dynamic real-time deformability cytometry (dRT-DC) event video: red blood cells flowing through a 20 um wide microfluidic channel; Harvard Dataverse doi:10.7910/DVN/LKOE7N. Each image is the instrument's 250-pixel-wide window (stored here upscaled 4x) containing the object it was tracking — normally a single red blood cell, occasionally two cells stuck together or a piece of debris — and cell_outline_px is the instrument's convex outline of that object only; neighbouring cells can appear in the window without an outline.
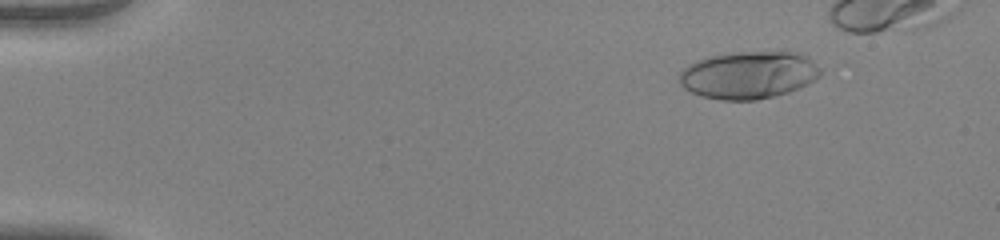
{"species": "human", "species_latin": "Homo sapiens", "temperature_condition": "warm", "stored_images_in_passage": 48, "camera_frame_rate_fps": 3000, "um_per_image_px": 0.085, "donor": {"sex": "female"}, "frame": {"image": 1, "passage_image": 7, "time_ms": 2.0, "image_size_px": [1000, 240], "cell_outline_px": [[820, 76], [808, 84], [800, 88], [788, 92], [756, 100], [720, 100], [700, 96], [684, 88], [680, 84], [680, 72], [688, 64], [696, 60], [708, 56], [740, 52], [788, 48], [808, 56], [820, 68]], "centroid_in_image_um": [63.68, 6.33], "position_along_channel_um": 21.3, "area_um2": 39.94}}
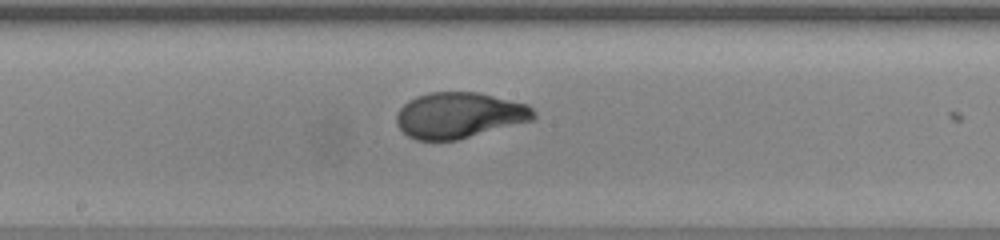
{"frame": {"image": 2, "passage_image": 30, "time_ms": 9.667, "image_size_px": [1000, 240], "cell_outline_px": [[536, 116], [532, 120], [456, 140], [416, 140], [408, 136], [396, 124], [396, 112], [408, 100], [416, 96], [428, 92], [480, 92], [528, 104], [536, 112]], "centroid_in_image_um": [39.02, 9.78], "position_along_channel_um": 209.2, "area_um2": 36.7}}
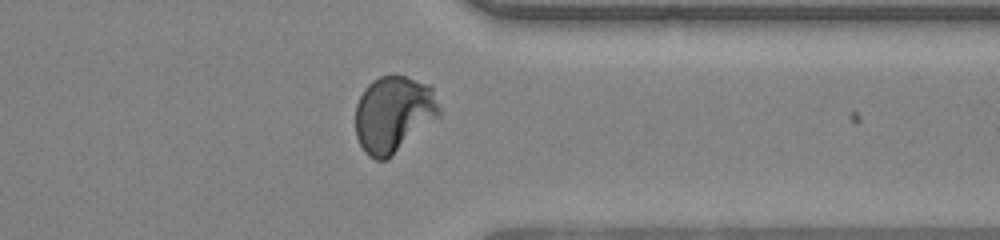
{"frame": {"image": 3, "passage_image": 43, "time_ms": 14.0, "image_size_px": [1000, 240], "cell_outline_px": [[440, 116], [388, 160], [376, 160], [368, 156], [364, 152], [356, 136], [356, 104], [364, 88], [372, 80], [380, 76], [404, 76], [428, 84], [432, 88], [440, 108]], "centroid_in_image_um": [33.44, 9.73], "position_along_channel_um": 378.0, "area_um2": 37.51}}